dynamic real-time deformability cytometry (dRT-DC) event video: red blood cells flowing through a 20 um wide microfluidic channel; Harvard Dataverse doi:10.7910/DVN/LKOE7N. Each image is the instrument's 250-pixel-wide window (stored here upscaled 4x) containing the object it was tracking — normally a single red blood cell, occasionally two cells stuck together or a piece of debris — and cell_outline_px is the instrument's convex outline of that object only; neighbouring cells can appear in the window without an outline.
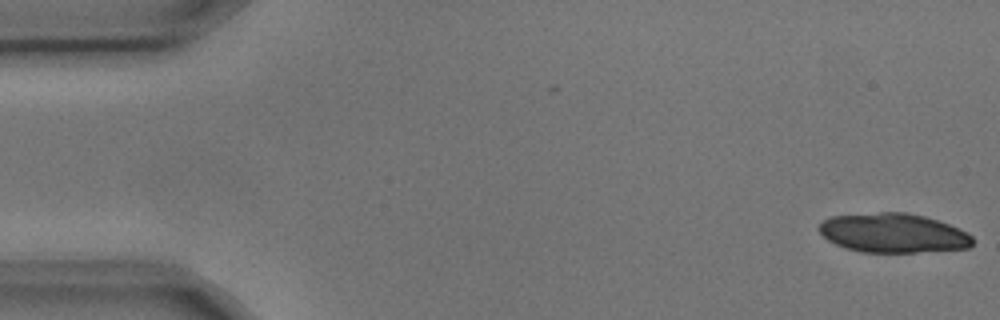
{"species": "common noctule bat (a hibernating species)", "species_latin": "Nyctalus noctula", "temperature_condition": "cold", "stored_images_in_passage": 5, "camera_frame_rate_fps": 3000, "um_per_image_px": 0.085, "animal": {"sex": "male", "body_mass_g": 17.9, "forearm_length_mm": 54.2}, "frame": {"image": 1, "passage_image": 1, "time_ms": 0.0, "image_size_px": [1000, 320], "cell_outline_px": [[972, 244], [968, 248], [916, 252], [860, 252], [844, 248], [828, 240], [820, 232], [820, 224], [824, 220], [832, 216], [880, 212], [904, 212], [924, 216], [960, 228], [968, 232], [972, 236]], "centroid_in_image_um": [75.93, 19.81], "position_along_channel_um": 9.1, "area_um2": 35.03}}